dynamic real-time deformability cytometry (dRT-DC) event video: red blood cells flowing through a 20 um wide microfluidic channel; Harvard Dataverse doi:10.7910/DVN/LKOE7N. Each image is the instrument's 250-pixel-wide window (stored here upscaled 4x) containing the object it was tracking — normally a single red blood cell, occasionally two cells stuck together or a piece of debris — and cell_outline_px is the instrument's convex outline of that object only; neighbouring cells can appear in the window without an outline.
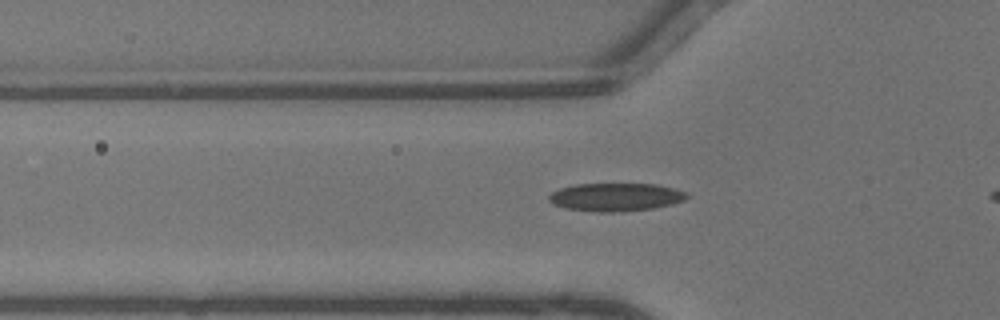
{"species": "common noctule bat (a hibernating species)", "species_latin": "Nyctalus noctula", "temperature_condition": "warm", "stored_images_in_passage": 34, "camera_frame_rate_fps": 3000, "um_per_image_px": 0.085, "animal": {"sex": "male", "body_mass_g": 13.3}, "frame": {"image": 1, "passage_image": 10, "time_ms": 3.0, "image_size_px": [1000, 320], "cell_outline_px": [[688, 196], [684, 200], [672, 204], [652, 208], [620, 212], [596, 212], [564, 208], [552, 204], [548, 200], [548, 196], [552, 192], [560, 188], [576, 184], [656, 184], [688, 192]], "centroid_in_image_um": [52.31, 16.75], "position_along_channel_um": 73.5, "area_um2": 22.66}}
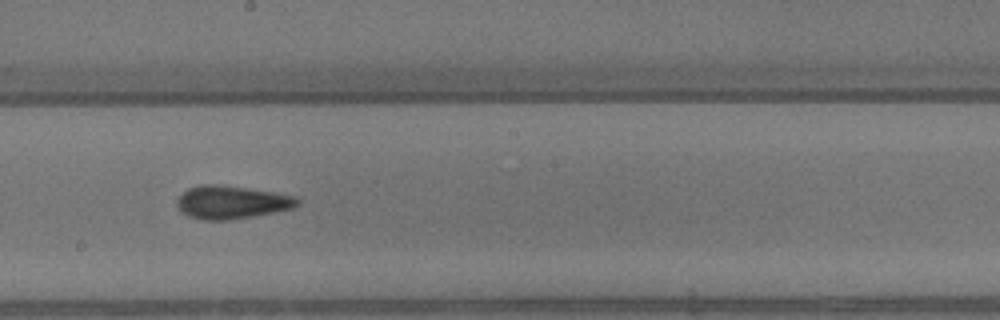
{"frame": {"image": 2, "passage_image": 20, "time_ms": 6.333, "image_size_px": [1000, 320], "cell_outline_px": [[300, 204], [292, 208], [276, 212], [228, 220], [200, 220], [188, 216], [180, 212], [176, 204], [176, 200], [188, 188], [200, 184], [220, 184], [276, 192], [300, 196]], "centroid_in_image_um": [19.71, 17.18], "position_along_channel_um": 228.5, "area_um2": 23.64}}
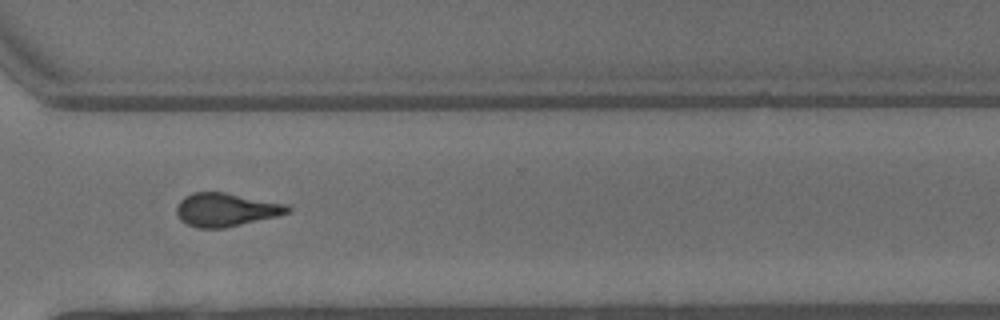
{"frame": {"image": 3, "passage_image": 28, "time_ms": 9.0, "image_size_px": [1000, 320], "cell_outline_px": [[292, 212], [276, 216], [224, 228], [196, 228], [180, 220], [176, 212], [176, 208], [180, 200], [184, 196], [192, 192], [224, 192], [288, 204], [292, 208]], "centroid_in_image_um": [19.21, 17.82], "position_along_channel_um": 351.4, "area_um2": 21.68}}